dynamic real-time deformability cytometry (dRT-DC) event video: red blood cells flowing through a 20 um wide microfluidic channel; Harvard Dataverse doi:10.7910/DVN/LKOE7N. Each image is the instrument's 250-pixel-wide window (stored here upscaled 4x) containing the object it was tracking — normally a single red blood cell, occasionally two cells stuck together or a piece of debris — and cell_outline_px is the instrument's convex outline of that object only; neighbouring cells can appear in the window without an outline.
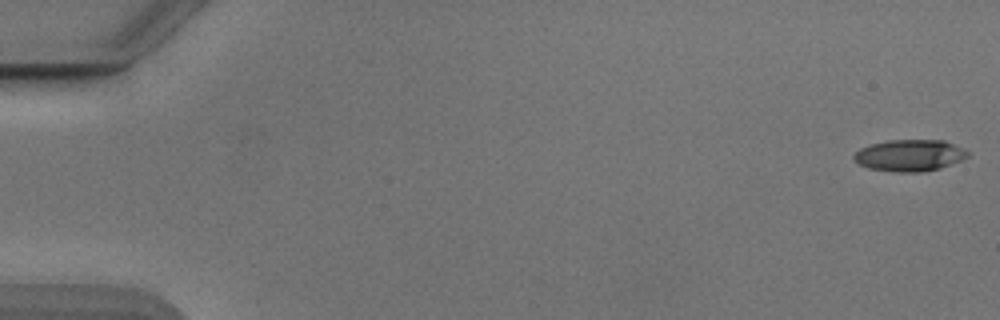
{"species": "Egyptian fruit bat (a non-hibernating species)", "species_latin": "Rousettus aegyptiacus", "temperature_condition": "cold", "stored_images_in_passage": 53, "camera_frame_rate_fps": 3000, "um_per_image_px": 0.085, "animal": {"sex": "male"}, "frame": {"image": 1, "passage_image": 1, "time_ms": 0.0, "image_size_px": [1000, 320], "cell_outline_px": [[968, 156], [960, 160], [940, 168], [924, 172], [892, 172], [868, 168], [852, 160], [852, 156], [860, 148], [872, 144], [888, 140], [944, 140], [964, 148], [968, 152]], "centroid_in_image_um": [77.3, 13.21], "position_along_channel_um": 7.7, "area_um2": 21.04}}
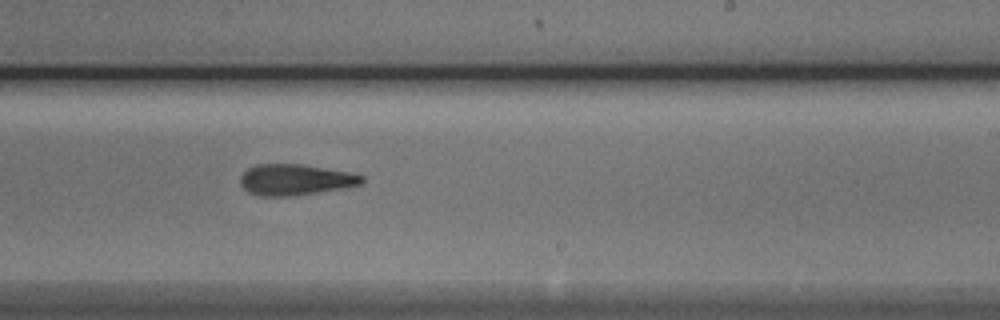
{"frame": {"image": 2, "passage_image": 33, "time_ms": 10.667, "image_size_px": [1000, 320], "cell_outline_px": [[364, 180], [360, 184], [344, 188], [292, 196], [260, 196], [248, 192], [240, 184], [240, 176], [248, 168], [256, 164], [304, 164], [352, 172], [364, 176]], "centroid_in_image_um": [25.11, 15.26], "position_along_channel_um": 263.9, "area_um2": 22.14}}
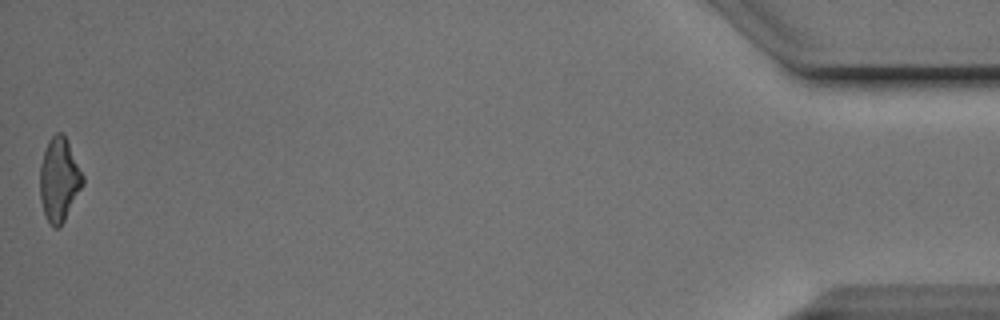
{"frame": {"image": 3, "passage_image": 53, "time_ms": 17.333, "image_size_px": [1000, 320], "cell_outline_px": [[84, 184], [60, 228], [56, 228], [48, 220], [44, 212], [40, 200], [40, 164], [48, 140], [56, 132], [64, 132], [84, 176]], "centroid_in_image_um": [5.04, 15.23], "position_along_channel_um": 430.2, "area_um2": 20.92}, "authors_computed_cell_mechanics": {"area_um2": 21.6172, "velocity_mm_per_s": 3.8969, "shape_relaxation_time_tau1_ms": 4.4639, "shape_relaxation_time_tau2_ms": 7.4438, "deformation_change_tau1": 0.1771, "deformation_change_tau2": 0.1992}}